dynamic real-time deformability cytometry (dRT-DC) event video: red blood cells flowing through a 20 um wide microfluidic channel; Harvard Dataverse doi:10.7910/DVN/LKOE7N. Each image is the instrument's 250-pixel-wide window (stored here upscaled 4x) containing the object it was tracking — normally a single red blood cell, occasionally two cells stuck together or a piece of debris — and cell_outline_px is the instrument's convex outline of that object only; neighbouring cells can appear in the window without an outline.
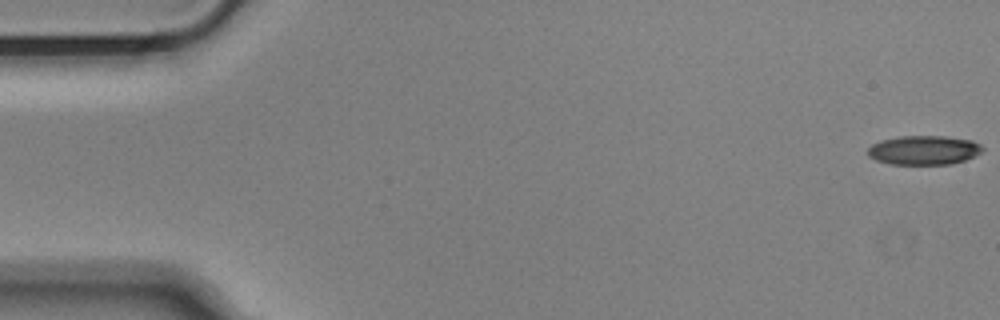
{"species": "Egyptian fruit bat (a non-hibernating species)", "species_latin": "Rousettus aegyptiacus", "temperature_condition": "cold", "stored_images_in_passage": 55, "camera_frame_rate_fps": 3000, "um_per_image_px": 0.085, "animal": {"sex": "male"}, "frame": {"image": 1, "passage_image": 1, "time_ms": 0.0, "image_size_px": [1000, 320], "cell_outline_px": [[984, 148], [980, 152], [964, 160], [952, 164], [888, 164], [876, 160], [868, 156], [868, 148], [872, 144], [880, 140], [900, 136], [944, 136], [972, 140], [980, 144]], "centroid_in_image_um": [78.5, 12.76], "position_along_channel_um": 6.5, "area_um2": 19.48}}
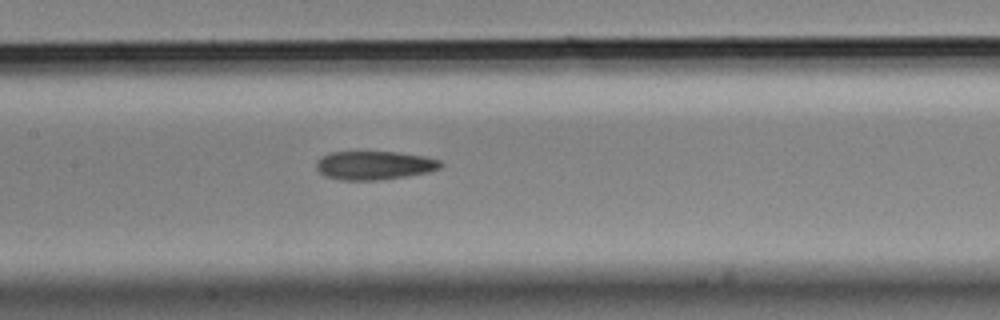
{"frame": {"image": 2, "passage_image": 26, "time_ms": 8.333, "image_size_px": [1000, 320], "cell_outline_px": [[444, 164], [440, 168], [428, 172], [380, 180], [340, 180], [324, 176], [316, 168], [316, 160], [320, 156], [332, 152], [400, 152], [424, 156], [440, 160]], "centroid_in_image_um": [31.8, 14.05], "position_along_channel_um": 175.6, "area_um2": 20.87}}
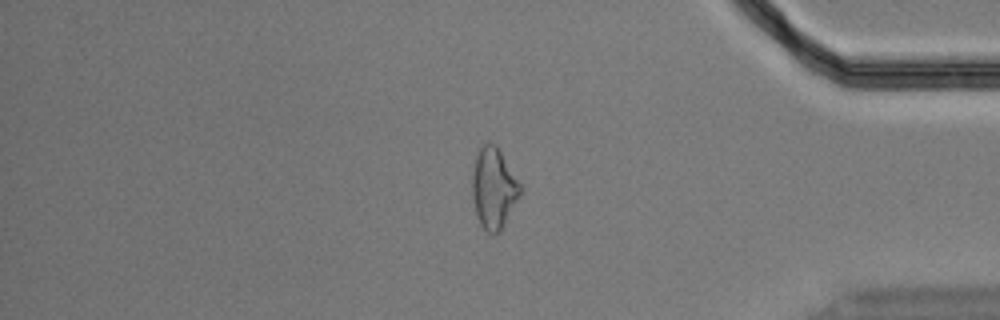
{"frame": {"image": 3, "passage_image": 46, "time_ms": 15.0, "image_size_px": [1000, 320], "cell_outline_px": [[520, 196], [500, 232], [492, 236], [480, 224], [476, 216], [472, 196], [472, 176], [476, 148], [484, 144], [496, 144], [520, 184]], "centroid_in_image_um": [41.93, 16.01], "position_along_channel_um": 393.3, "area_um2": 22.66}, "authors_computed_cell_mechanics": {"area_um2": 21.2126, "velocity_mm_per_s": 3.6695, "shape_relaxation_time_tau1_ms": 10.9334, "shape_relaxation_time_tau2_ms": 3.7394, "deformation_change_tau1": 0.2299, "deformation_change_tau2": 0.1366}}